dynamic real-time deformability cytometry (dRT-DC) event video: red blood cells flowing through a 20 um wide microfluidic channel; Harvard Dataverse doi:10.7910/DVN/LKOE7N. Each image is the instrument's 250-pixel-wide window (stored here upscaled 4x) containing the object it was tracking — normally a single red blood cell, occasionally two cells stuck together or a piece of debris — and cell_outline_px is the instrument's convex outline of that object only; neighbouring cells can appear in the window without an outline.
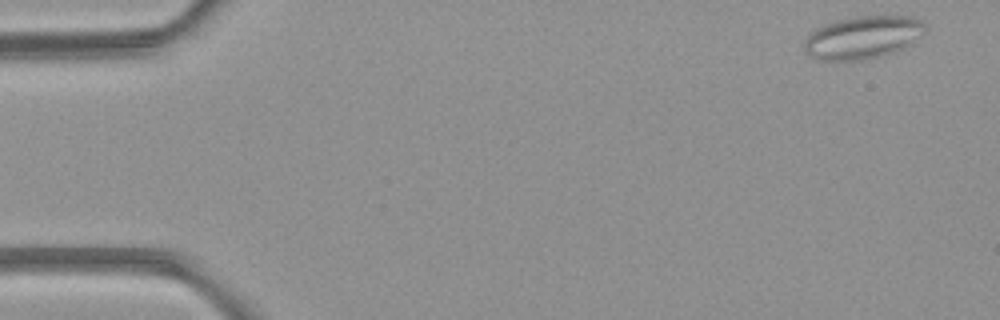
{"species": "common noctule bat (a hibernating species)", "species_latin": "Nyctalus noctula", "temperature_condition": "room temperature", "stored_images_in_passage": 5, "camera_frame_rate_fps": 3000, "um_per_image_px": 0.085, "animal": {"sex": "female", "body_mass_g": 21.9}, "frame": {"image": 1, "passage_image": 1, "time_ms": 0.0, "image_size_px": [1000, 320], "cell_outline_px": [[924, 32], [908, 44], [892, 52], [880, 56], [860, 60], [820, 60], [812, 56], [804, 48], [804, 40], [816, 28], [840, 20], [860, 16], [912, 16], [920, 20], [924, 24]], "centroid_in_image_um": [73.32, 3.17], "position_along_channel_um": 11.7, "area_um2": 29.3}}